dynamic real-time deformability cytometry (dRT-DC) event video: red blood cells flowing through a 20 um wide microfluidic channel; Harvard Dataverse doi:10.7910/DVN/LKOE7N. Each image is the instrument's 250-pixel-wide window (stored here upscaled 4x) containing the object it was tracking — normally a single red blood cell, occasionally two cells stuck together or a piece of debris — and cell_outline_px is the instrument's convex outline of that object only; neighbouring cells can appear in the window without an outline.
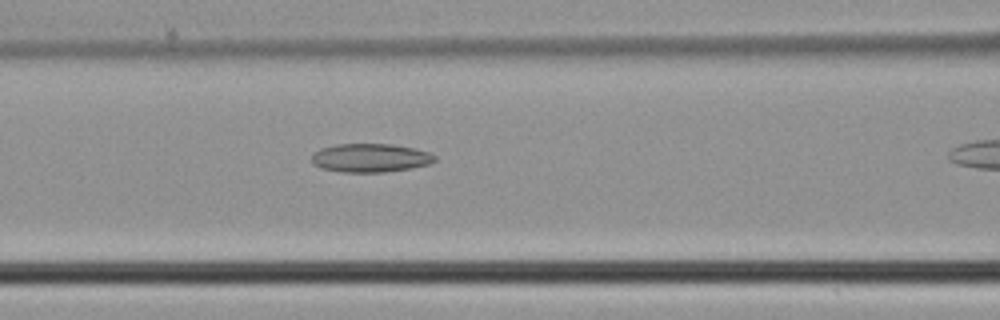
{"species": "common noctule bat (a hibernating species)", "species_latin": "Nyctalus noctula", "temperature_condition": "cold", "stored_images_in_passage": 16, "camera_frame_rate_fps": 3000, "um_per_image_px": 0.085, "animal": {"sex": "male", "body_mass_g": 21.5, "forearm_length_mm": 52.0}, "frame": {"image": 1, "passage_image": 12, "time_ms": 3.667, "image_size_px": [1000, 320], "cell_outline_px": [[436, 160], [428, 164], [412, 168], [384, 172], [344, 172], [320, 168], [312, 164], [312, 156], [320, 148], [336, 144], [392, 144], [412, 148], [428, 152], [436, 156]], "centroid_in_image_um": [31.46, 13.42], "position_along_channel_um": 135.1, "area_um2": 20.46}}